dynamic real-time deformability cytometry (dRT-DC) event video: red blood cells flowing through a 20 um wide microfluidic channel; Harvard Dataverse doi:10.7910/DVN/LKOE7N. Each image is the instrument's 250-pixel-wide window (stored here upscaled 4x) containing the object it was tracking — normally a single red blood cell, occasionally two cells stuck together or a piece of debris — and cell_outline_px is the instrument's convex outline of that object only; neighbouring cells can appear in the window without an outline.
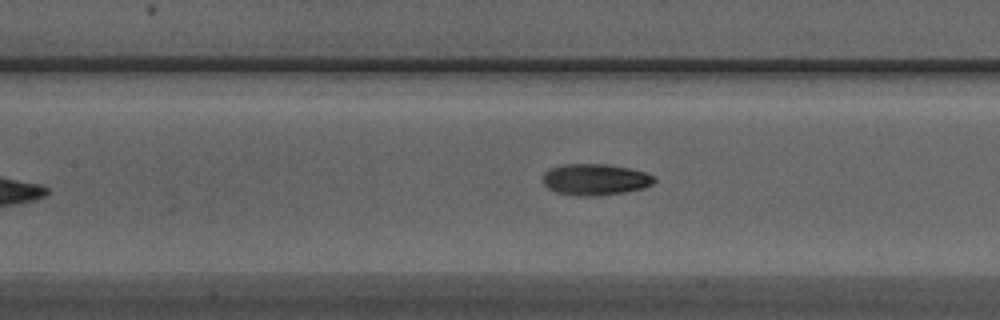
{"species": "Egyptian fruit bat (a non-hibernating species)", "species_latin": "Rousettus aegyptiacus", "temperature_condition": "warm", "stored_images_in_passage": 8, "camera_frame_rate_fps": 3000, "um_per_image_px": 0.085, "animal": {"sex": "male"}, "frame": {"image": 1, "passage_image": 7, "time_ms": 2.0, "image_size_px": [1000, 320], "cell_outline_px": [[656, 180], [652, 184], [644, 188], [624, 192], [596, 196], [576, 196], [556, 192], [548, 188], [544, 184], [544, 172], [548, 168], [564, 164], [608, 164], [628, 168], [644, 172], [652, 176]], "centroid_in_image_um": [50.56, 15.26], "position_along_channel_um": 156.8, "area_um2": 20.35}}
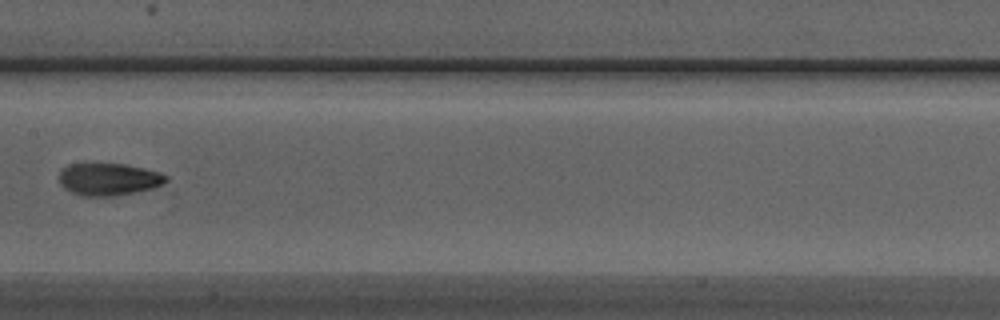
{"frame": {"image": 2, "passage_image": 8, "time_ms": 2.333, "image_size_px": [1000, 320], "cell_outline_px": [[168, 180], [156, 188], [116, 196], [80, 196], [64, 188], [60, 184], [60, 172], [68, 164], [124, 164], [144, 168], [160, 172], [168, 176]], "centroid_in_image_um": [9.27, 15.25], "position_along_channel_um": 198.1, "area_um2": 20.23}}